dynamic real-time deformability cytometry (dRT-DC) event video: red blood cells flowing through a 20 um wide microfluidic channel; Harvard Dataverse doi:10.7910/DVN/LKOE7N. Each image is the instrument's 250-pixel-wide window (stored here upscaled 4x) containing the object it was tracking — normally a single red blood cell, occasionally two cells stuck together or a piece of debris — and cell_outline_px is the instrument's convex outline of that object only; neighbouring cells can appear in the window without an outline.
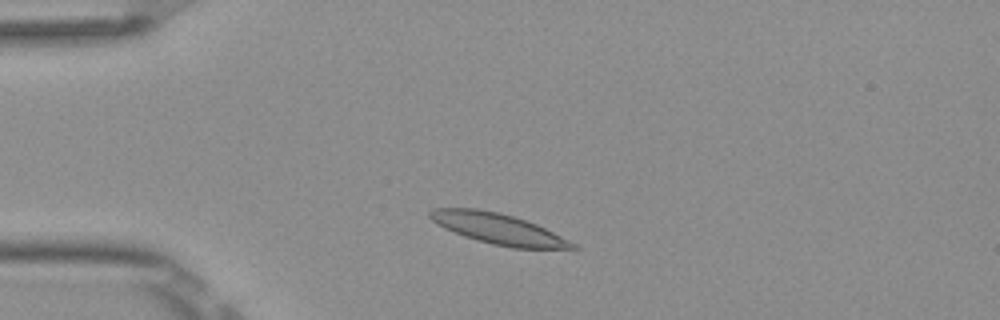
{"species": "Egyptian fruit bat (a non-hibernating species)", "species_latin": "Rousettus aegyptiacus", "temperature_condition": "room temperature", "stored_images_in_passage": 8, "camera_frame_rate_fps": 3000, "um_per_image_px": 0.085, "frame": {"image": 1, "passage_image": 2, "time_ms": 0.333, "image_size_px": [1000, 320], "cell_outline_px": [[580, 248], [512, 248], [492, 244], [464, 236], [444, 228], [432, 220], [428, 216], [428, 212], [432, 208], [476, 208], [500, 212], [536, 224], [576, 244]], "centroid_in_image_um": [42.29, 19.43], "position_along_channel_um": 42.7, "area_um2": 25.14}}
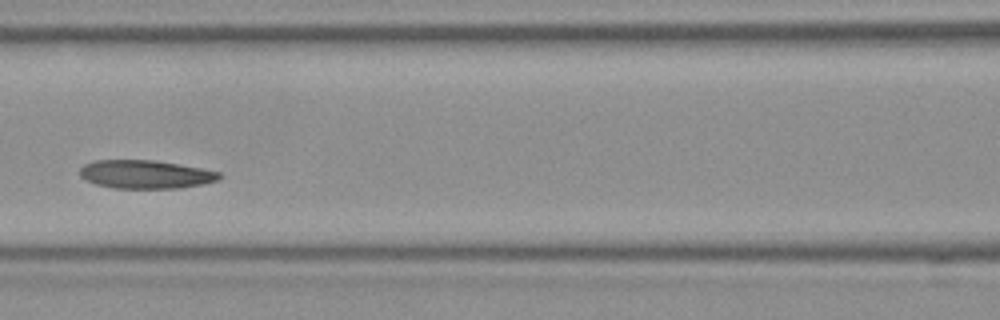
{"frame": {"image": 2, "passage_image": 5, "time_ms": 1.333, "image_size_px": [1000, 320], "cell_outline_px": [[224, 176], [216, 180], [204, 184], [180, 188], [116, 188], [96, 184], [84, 180], [80, 176], [80, 168], [84, 164], [96, 160], [152, 160], [180, 164], [220, 172]], "centroid_in_image_um": [12.37, 14.82], "position_along_channel_um": 154.2, "area_um2": 23.12}}
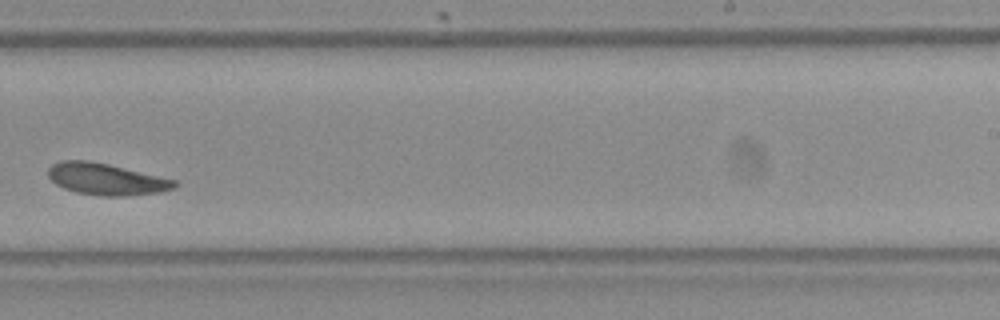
{"frame": {"image": 3, "passage_image": 8, "time_ms": 2.333, "image_size_px": [1000, 320], "cell_outline_px": [[180, 184], [176, 188], [160, 192], [124, 196], [100, 196], [76, 192], [64, 188], [56, 184], [48, 176], [48, 168], [52, 164], [60, 160], [88, 160], [108, 164], [176, 180]], "centroid_in_image_um": [9.03, 15.23], "position_along_channel_um": 280.0, "area_um2": 23.35}}